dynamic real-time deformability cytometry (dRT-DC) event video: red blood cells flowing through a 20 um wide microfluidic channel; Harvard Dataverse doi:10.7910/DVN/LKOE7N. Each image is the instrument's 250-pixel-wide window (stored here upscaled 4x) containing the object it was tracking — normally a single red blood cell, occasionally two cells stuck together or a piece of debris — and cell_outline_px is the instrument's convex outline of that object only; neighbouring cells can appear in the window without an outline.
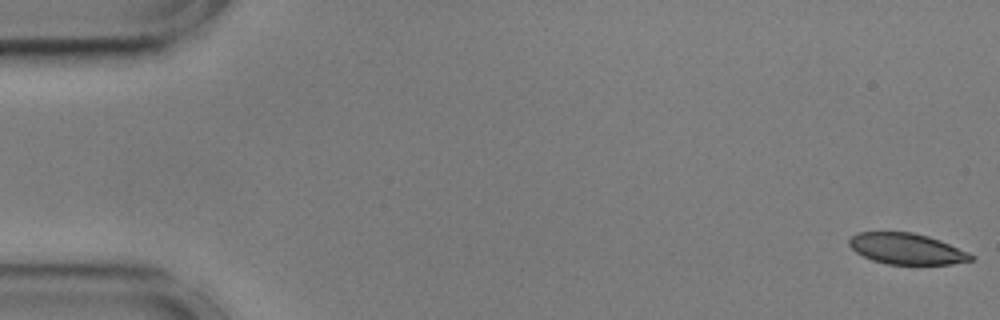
{"species": "common noctule bat (a hibernating species)", "species_latin": "Nyctalus noctula", "temperature_condition": "cold", "stored_images_in_passage": 55, "camera_frame_rate_fps": 3000, "um_per_image_px": 0.085, "animal": {"sex": "male", "body_mass_g": 17.9, "forearm_length_mm": 54.2}, "frame": {"image": 1, "passage_image": 1, "time_ms": 0.0, "image_size_px": [1000, 320], "cell_outline_px": [[976, 260], [952, 264], [888, 264], [872, 260], [856, 252], [848, 244], [848, 240], [856, 232], [912, 232], [928, 236], [940, 240], [968, 252], [976, 256]], "centroid_in_image_um": [77.09, 21.15], "position_along_channel_um": 7.9, "area_um2": 22.08}}
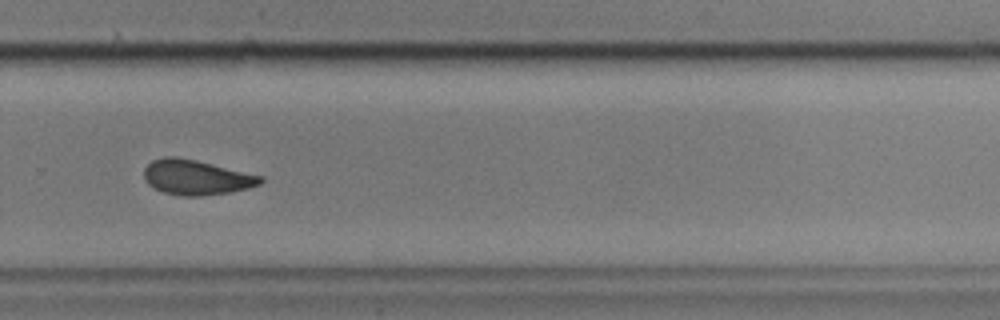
{"frame": {"image": 2, "passage_image": 38, "time_ms": 12.333, "image_size_px": [1000, 320], "cell_outline_px": [[264, 180], [260, 184], [248, 188], [232, 192], [200, 196], [184, 196], [164, 192], [148, 184], [144, 180], [144, 168], [152, 160], [164, 156], [176, 156], [196, 160], [264, 176]], "centroid_in_image_um": [16.69, 15.07], "position_along_channel_um": 313.1, "area_um2": 23.81}}
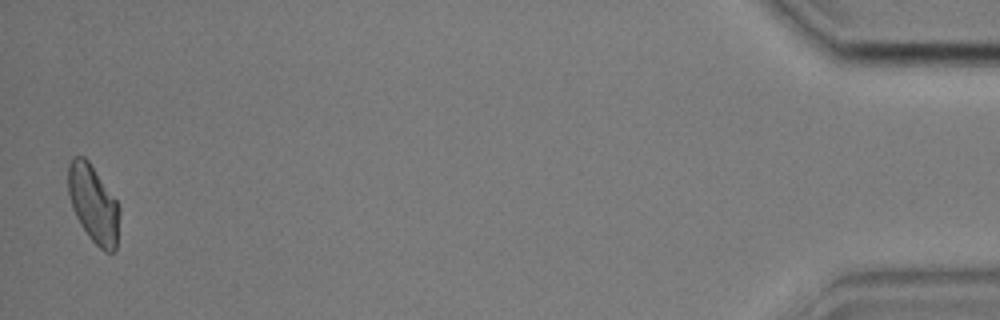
{"frame": {"image": 3, "passage_image": 55, "time_ms": 18.0, "image_size_px": [1000, 320], "cell_outline_px": [[120, 212], [116, 248], [112, 252], [104, 252], [88, 236], [80, 224], [72, 208], [68, 192], [68, 164], [72, 156], [84, 156], [88, 160], [116, 200], [120, 208]], "centroid_in_image_um": [7.93, 17.33], "position_along_channel_um": 427.3, "area_um2": 23.18}, "authors_computed_cell_mechanics": {"area_um2": 23.8136, "velocity_mm_per_s": 3.5802, "shape_relaxation_time_tau1_ms": 4.3366, "shape_relaxation_time_tau2_ms": 3.4193, "deformation_change_tau1": 0.1242, "deformation_change_tau2": 0.0932}}